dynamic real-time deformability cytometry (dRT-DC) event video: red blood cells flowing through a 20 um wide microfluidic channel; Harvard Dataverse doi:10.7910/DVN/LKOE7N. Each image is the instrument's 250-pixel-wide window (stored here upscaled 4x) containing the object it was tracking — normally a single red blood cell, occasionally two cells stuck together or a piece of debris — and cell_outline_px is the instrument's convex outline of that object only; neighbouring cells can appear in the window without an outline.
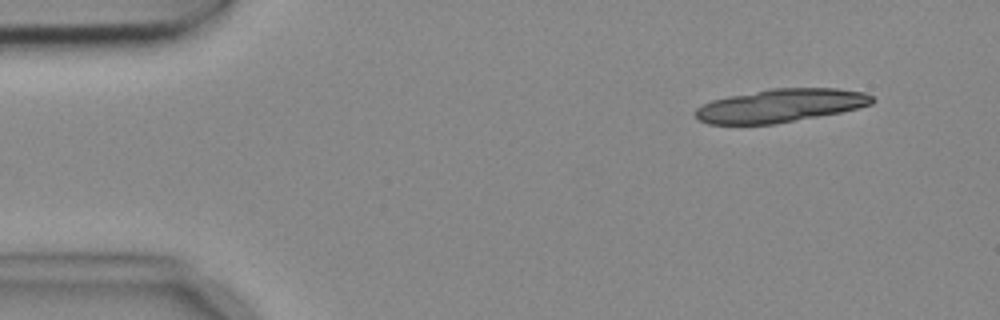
{"species": "common noctule bat (a hibernating species)", "species_latin": "Nyctalus noctula", "temperature_condition": "cold", "stored_images_in_passage": 9, "camera_frame_rate_fps": 3000, "um_per_image_px": 0.085, "animal": {"sex": "female", "body_mass_g": 18.4}, "frame": {"image": 1, "passage_image": 1, "time_ms": 0.0, "image_size_px": [1000, 320], "cell_outline_px": [[876, 100], [872, 104], [840, 112], [776, 124], [708, 124], [700, 120], [696, 116], [696, 108], [712, 100], [728, 96], [768, 88], [836, 88], [864, 92], [872, 96]], "centroid_in_image_um": [66.35, 8.97], "position_along_channel_um": 18.7, "area_um2": 34.22}}
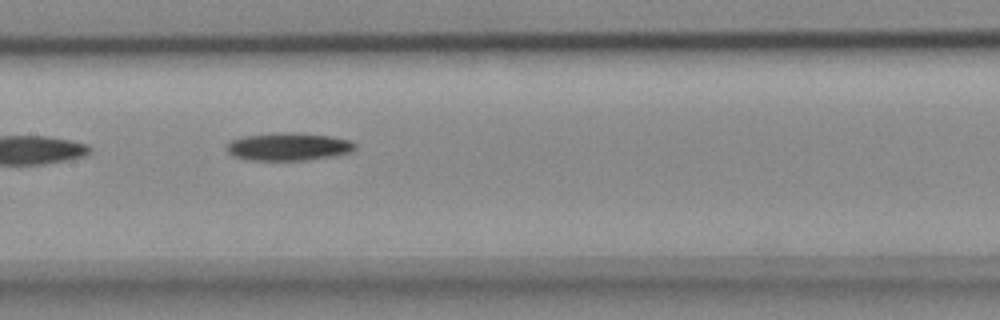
{"frame": {"image": 2, "passage_image": 7, "time_ms": 2.0, "image_size_px": [1000, 320], "cell_outline_px": [[356, 148], [352, 152], [332, 156], [304, 160], [248, 160], [232, 156], [228, 152], [228, 144], [232, 140], [244, 136], [280, 132], [292, 132], [332, 136], [352, 140], [356, 144]], "centroid_in_image_um": [24.56, 12.46], "position_along_channel_um": 182.8, "area_um2": 20.87}}
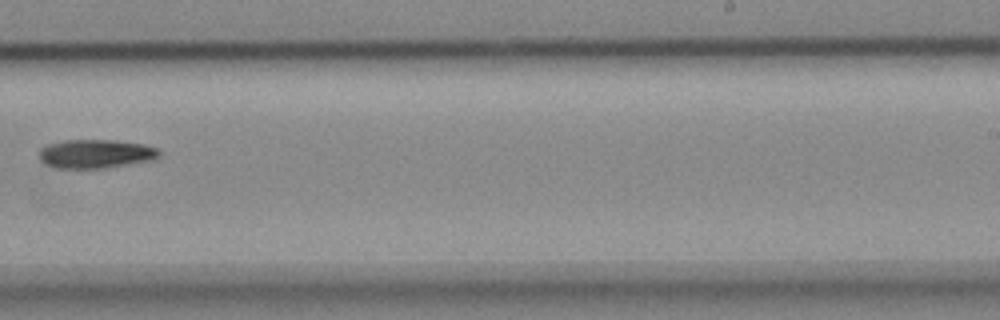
{"frame": {"image": 3, "passage_image": 9, "time_ms": 2.667, "image_size_px": [1000, 320], "cell_outline_px": [[160, 156], [152, 160], [104, 168], [56, 168], [44, 164], [40, 160], [40, 148], [48, 144], [64, 140], [112, 140], [144, 144], [156, 148], [160, 152]], "centroid_in_image_um": [8.11, 13.07], "position_along_channel_um": 280.9, "area_um2": 20.11}}